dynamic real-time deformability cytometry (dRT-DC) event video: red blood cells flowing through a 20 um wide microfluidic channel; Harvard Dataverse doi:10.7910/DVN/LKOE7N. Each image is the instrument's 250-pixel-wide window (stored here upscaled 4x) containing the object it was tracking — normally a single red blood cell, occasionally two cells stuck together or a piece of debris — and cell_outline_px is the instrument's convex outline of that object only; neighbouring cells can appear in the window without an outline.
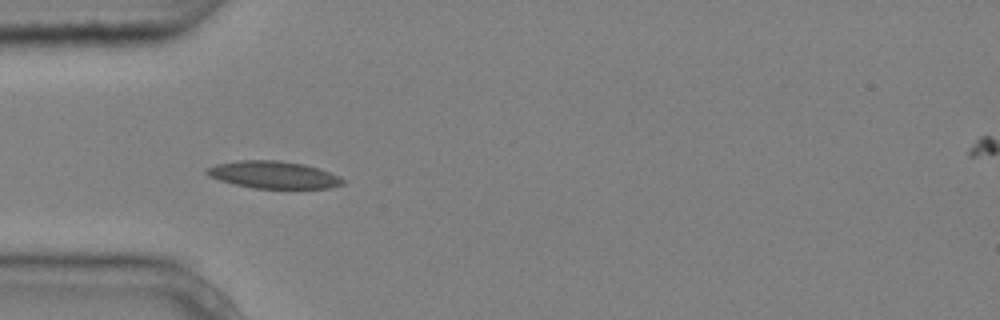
{"species": "common noctule bat (a hibernating species)", "species_latin": "Nyctalus noctula", "temperature_condition": "cold", "stored_images_in_passage": 6, "camera_frame_rate_fps": 3000, "um_per_image_px": 0.085, "animal": {"sex": "male", "body_mass_g": 20.4}, "frame": {"image": 1, "passage_image": 3, "time_ms": 0.667, "image_size_px": [1000, 320], "cell_outline_px": [[344, 184], [328, 188], [252, 188], [220, 180], [208, 176], [204, 172], [204, 168], [216, 164], [240, 160], [280, 160], [304, 164], [320, 168], [340, 176], [344, 180]], "centroid_in_image_um": [23.24, 14.85], "position_along_channel_um": 61.8, "area_um2": 21.73}}
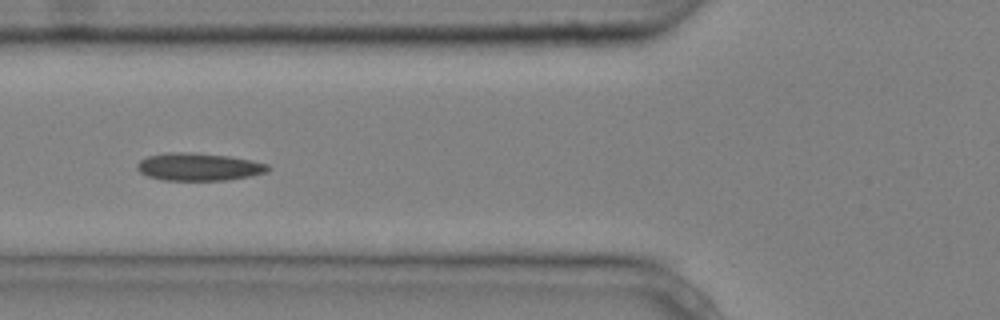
{"frame": {"image": 2, "passage_image": 4, "time_ms": 1.0, "image_size_px": [1000, 320], "cell_outline_px": [[272, 168], [268, 172], [252, 176], [224, 180], [164, 180], [148, 176], [140, 172], [136, 168], [136, 164], [140, 160], [148, 156], [168, 152], [188, 152], [228, 156], [252, 160], [268, 164]], "centroid_in_image_um": [16.92, 14.18], "position_along_channel_um": 108.9, "area_um2": 21.15}}